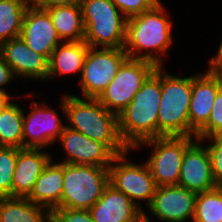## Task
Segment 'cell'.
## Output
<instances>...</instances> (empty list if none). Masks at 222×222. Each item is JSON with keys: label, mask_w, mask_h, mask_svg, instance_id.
<instances>
[{"label": "cell", "mask_w": 222, "mask_h": 222, "mask_svg": "<svg viewBox=\"0 0 222 222\" xmlns=\"http://www.w3.org/2000/svg\"><path fill=\"white\" fill-rule=\"evenodd\" d=\"M168 16L160 1L152 9L127 19L124 50L128 58L163 66L162 58L173 44V22Z\"/></svg>", "instance_id": "6da1fadb"}, {"label": "cell", "mask_w": 222, "mask_h": 222, "mask_svg": "<svg viewBox=\"0 0 222 222\" xmlns=\"http://www.w3.org/2000/svg\"><path fill=\"white\" fill-rule=\"evenodd\" d=\"M60 103V110L68 120L67 127L106 144L116 155L130 150L119 134L118 115L107 110L97 99L65 94Z\"/></svg>", "instance_id": "7a4b0ae2"}, {"label": "cell", "mask_w": 222, "mask_h": 222, "mask_svg": "<svg viewBox=\"0 0 222 222\" xmlns=\"http://www.w3.org/2000/svg\"><path fill=\"white\" fill-rule=\"evenodd\" d=\"M161 99V67L143 82L129 105L118 114L122 141L134 150L141 142L158 137V110Z\"/></svg>", "instance_id": "3957f363"}, {"label": "cell", "mask_w": 222, "mask_h": 222, "mask_svg": "<svg viewBox=\"0 0 222 222\" xmlns=\"http://www.w3.org/2000/svg\"><path fill=\"white\" fill-rule=\"evenodd\" d=\"M161 67V99L158 137L190 136L189 108L192 76L179 77Z\"/></svg>", "instance_id": "277c9868"}, {"label": "cell", "mask_w": 222, "mask_h": 222, "mask_svg": "<svg viewBox=\"0 0 222 222\" xmlns=\"http://www.w3.org/2000/svg\"><path fill=\"white\" fill-rule=\"evenodd\" d=\"M89 47L124 48L127 18L110 0H81Z\"/></svg>", "instance_id": "5b68a950"}, {"label": "cell", "mask_w": 222, "mask_h": 222, "mask_svg": "<svg viewBox=\"0 0 222 222\" xmlns=\"http://www.w3.org/2000/svg\"><path fill=\"white\" fill-rule=\"evenodd\" d=\"M63 191L57 207L89 210L109 185L108 168L63 163Z\"/></svg>", "instance_id": "8992f818"}, {"label": "cell", "mask_w": 222, "mask_h": 222, "mask_svg": "<svg viewBox=\"0 0 222 222\" xmlns=\"http://www.w3.org/2000/svg\"><path fill=\"white\" fill-rule=\"evenodd\" d=\"M196 139L193 136H161L139 143L153 149L146 162L157 186L177 185L186 148Z\"/></svg>", "instance_id": "52a82bcc"}, {"label": "cell", "mask_w": 222, "mask_h": 222, "mask_svg": "<svg viewBox=\"0 0 222 222\" xmlns=\"http://www.w3.org/2000/svg\"><path fill=\"white\" fill-rule=\"evenodd\" d=\"M130 151L131 149L113 159L108 168L109 184L123 192L144 212L140 204L145 201V206L151 204L157 185L146 162L142 165L129 162L127 156Z\"/></svg>", "instance_id": "ba28073f"}, {"label": "cell", "mask_w": 222, "mask_h": 222, "mask_svg": "<svg viewBox=\"0 0 222 222\" xmlns=\"http://www.w3.org/2000/svg\"><path fill=\"white\" fill-rule=\"evenodd\" d=\"M156 68L152 62L127 58L97 100L107 110L118 115L129 105L143 82Z\"/></svg>", "instance_id": "9c48e42d"}, {"label": "cell", "mask_w": 222, "mask_h": 222, "mask_svg": "<svg viewBox=\"0 0 222 222\" xmlns=\"http://www.w3.org/2000/svg\"><path fill=\"white\" fill-rule=\"evenodd\" d=\"M127 58L124 48L89 47L79 79L81 97L97 99Z\"/></svg>", "instance_id": "30bf717a"}, {"label": "cell", "mask_w": 222, "mask_h": 222, "mask_svg": "<svg viewBox=\"0 0 222 222\" xmlns=\"http://www.w3.org/2000/svg\"><path fill=\"white\" fill-rule=\"evenodd\" d=\"M31 111L26 115L23 110V148L47 149L60 138L65 123L45 101L31 102Z\"/></svg>", "instance_id": "8fae6325"}, {"label": "cell", "mask_w": 222, "mask_h": 222, "mask_svg": "<svg viewBox=\"0 0 222 222\" xmlns=\"http://www.w3.org/2000/svg\"><path fill=\"white\" fill-rule=\"evenodd\" d=\"M57 142L67 155L61 162L76 165H96L109 168L117 156L106 144L90 139L65 126Z\"/></svg>", "instance_id": "7c38bea8"}, {"label": "cell", "mask_w": 222, "mask_h": 222, "mask_svg": "<svg viewBox=\"0 0 222 222\" xmlns=\"http://www.w3.org/2000/svg\"><path fill=\"white\" fill-rule=\"evenodd\" d=\"M197 193L178 185L157 186L150 214L161 222H186L193 220Z\"/></svg>", "instance_id": "4fadbf2b"}, {"label": "cell", "mask_w": 222, "mask_h": 222, "mask_svg": "<svg viewBox=\"0 0 222 222\" xmlns=\"http://www.w3.org/2000/svg\"><path fill=\"white\" fill-rule=\"evenodd\" d=\"M196 138L185 150L178 186L195 193H202L217 187L214 182L211 161L206 146Z\"/></svg>", "instance_id": "5bb4252c"}, {"label": "cell", "mask_w": 222, "mask_h": 222, "mask_svg": "<svg viewBox=\"0 0 222 222\" xmlns=\"http://www.w3.org/2000/svg\"><path fill=\"white\" fill-rule=\"evenodd\" d=\"M222 86V73L206 70L192 75V94L189 108L190 136L208 122L216 94Z\"/></svg>", "instance_id": "9a60e30c"}, {"label": "cell", "mask_w": 222, "mask_h": 222, "mask_svg": "<svg viewBox=\"0 0 222 222\" xmlns=\"http://www.w3.org/2000/svg\"><path fill=\"white\" fill-rule=\"evenodd\" d=\"M20 37L31 50L48 60L53 50L62 42L49 13L32 3L25 12Z\"/></svg>", "instance_id": "2e32d148"}, {"label": "cell", "mask_w": 222, "mask_h": 222, "mask_svg": "<svg viewBox=\"0 0 222 222\" xmlns=\"http://www.w3.org/2000/svg\"><path fill=\"white\" fill-rule=\"evenodd\" d=\"M0 54L17 79L47 80L48 59L31 50L21 37L2 42Z\"/></svg>", "instance_id": "e0dca14e"}, {"label": "cell", "mask_w": 222, "mask_h": 222, "mask_svg": "<svg viewBox=\"0 0 222 222\" xmlns=\"http://www.w3.org/2000/svg\"><path fill=\"white\" fill-rule=\"evenodd\" d=\"M89 211L93 222H138L143 218V211L110 184Z\"/></svg>", "instance_id": "ac0fdd59"}, {"label": "cell", "mask_w": 222, "mask_h": 222, "mask_svg": "<svg viewBox=\"0 0 222 222\" xmlns=\"http://www.w3.org/2000/svg\"><path fill=\"white\" fill-rule=\"evenodd\" d=\"M45 149L21 148L12 181V197L27 198L44 167L52 159Z\"/></svg>", "instance_id": "d6986e66"}, {"label": "cell", "mask_w": 222, "mask_h": 222, "mask_svg": "<svg viewBox=\"0 0 222 222\" xmlns=\"http://www.w3.org/2000/svg\"><path fill=\"white\" fill-rule=\"evenodd\" d=\"M54 157L44 167L35 182L28 200L48 208L50 211L61 203L63 191V163H55Z\"/></svg>", "instance_id": "ffe728a7"}, {"label": "cell", "mask_w": 222, "mask_h": 222, "mask_svg": "<svg viewBox=\"0 0 222 222\" xmlns=\"http://www.w3.org/2000/svg\"><path fill=\"white\" fill-rule=\"evenodd\" d=\"M89 45L83 41L61 42L51 53L48 60L47 80L66 74H80Z\"/></svg>", "instance_id": "44dd1931"}, {"label": "cell", "mask_w": 222, "mask_h": 222, "mask_svg": "<svg viewBox=\"0 0 222 222\" xmlns=\"http://www.w3.org/2000/svg\"><path fill=\"white\" fill-rule=\"evenodd\" d=\"M62 42L83 41L85 27L81 4L54 6L45 9Z\"/></svg>", "instance_id": "7402d4cb"}, {"label": "cell", "mask_w": 222, "mask_h": 222, "mask_svg": "<svg viewBox=\"0 0 222 222\" xmlns=\"http://www.w3.org/2000/svg\"><path fill=\"white\" fill-rule=\"evenodd\" d=\"M0 222H51V211L27 198H0Z\"/></svg>", "instance_id": "603a6c76"}, {"label": "cell", "mask_w": 222, "mask_h": 222, "mask_svg": "<svg viewBox=\"0 0 222 222\" xmlns=\"http://www.w3.org/2000/svg\"><path fill=\"white\" fill-rule=\"evenodd\" d=\"M23 108L9 101L0 111V147L23 148Z\"/></svg>", "instance_id": "cb8c5ba5"}, {"label": "cell", "mask_w": 222, "mask_h": 222, "mask_svg": "<svg viewBox=\"0 0 222 222\" xmlns=\"http://www.w3.org/2000/svg\"><path fill=\"white\" fill-rule=\"evenodd\" d=\"M31 0H0V44L20 37L25 12Z\"/></svg>", "instance_id": "d4e9b609"}, {"label": "cell", "mask_w": 222, "mask_h": 222, "mask_svg": "<svg viewBox=\"0 0 222 222\" xmlns=\"http://www.w3.org/2000/svg\"><path fill=\"white\" fill-rule=\"evenodd\" d=\"M192 222H222V186L197 194Z\"/></svg>", "instance_id": "484cf974"}, {"label": "cell", "mask_w": 222, "mask_h": 222, "mask_svg": "<svg viewBox=\"0 0 222 222\" xmlns=\"http://www.w3.org/2000/svg\"><path fill=\"white\" fill-rule=\"evenodd\" d=\"M19 148L0 147V198L12 197V181Z\"/></svg>", "instance_id": "4316f807"}, {"label": "cell", "mask_w": 222, "mask_h": 222, "mask_svg": "<svg viewBox=\"0 0 222 222\" xmlns=\"http://www.w3.org/2000/svg\"><path fill=\"white\" fill-rule=\"evenodd\" d=\"M213 135H222V86L216 94L208 122L196 133V138L203 139Z\"/></svg>", "instance_id": "83f0119b"}, {"label": "cell", "mask_w": 222, "mask_h": 222, "mask_svg": "<svg viewBox=\"0 0 222 222\" xmlns=\"http://www.w3.org/2000/svg\"><path fill=\"white\" fill-rule=\"evenodd\" d=\"M201 140L209 142L206 148L210 156L212 176L216 185L222 186V135H213Z\"/></svg>", "instance_id": "f1b7e54d"}, {"label": "cell", "mask_w": 222, "mask_h": 222, "mask_svg": "<svg viewBox=\"0 0 222 222\" xmlns=\"http://www.w3.org/2000/svg\"><path fill=\"white\" fill-rule=\"evenodd\" d=\"M128 19L152 9L160 0H110Z\"/></svg>", "instance_id": "f546056e"}, {"label": "cell", "mask_w": 222, "mask_h": 222, "mask_svg": "<svg viewBox=\"0 0 222 222\" xmlns=\"http://www.w3.org/2000/svg\"><path fill=\"white\" fill-rule=\"evenodd\" d=\"M51 222H93L89 210L56 207L51 210Z\"/></svg>", "instance_id": "4dcf8cb0"}, {"label": "cell", "mask_w": 222, "mask_h": 222, "mask_svg": "<svg viewBox=\"0 0 222 222\" xmlns=\"http://www.w3.org/2000/svg\"><path fill=\"white\" fill-rule=\"evenodd\" d=\"M17 79L10 68V66L6 63L2 55L0 54V93L6 96H10L13 98V95H9L7 91H5L6 85L9 82L12 83V80ZM5 87V88H4Z\"/></svg>", "instance_id": "1f68e13d"}, {"label": "cell", "mask_w": 222, "mask_h": 222, "mask_svg": "<svg viewBox=\"0 0 222 222\" xmlns=\"http://www.w3.org/2000/svg\"><path fill=\"white\" fill-rule=\"evenodd\" d=\"M31 3L35 7L46 9L54 6L80 4L81 0H31Z\"/></svg>", "instance_id": "d6a6232c"}, {"label": "cell", "mask_w": 222, "mask_h": 222, "mask_svg": "<svg viewBox=\"0 0 222 222\" xmlns=\"http://www.w3.org/2000/svg\"><path fill=\"white\" fill-rule=\"evenodd\" d=\"M220 41V46L216 52V56L210 57L211 59L208 61V70L217 73H222V40Z\"/></svg>", "instance_id": "836d02e7"}, {"label": "cell", "mask_w": 222, "mask_h": 222, "mask_svg": "<svg viewBox=\"0 0 222 222\" xmlns=\"http://www.w3.org/2000/svg\"><path fill=\"white\" fill-rule=\"evenodd\" d=\"M12 100L10 96H6L0 93V111L3 109V107Z\"/></svg>", "instance_id": "e575fe53"}, {"label": "cell", "mask_w": 222, "mask_h": 222, "mask_svg": "<svg viewBox=\"0 0 222 222\" xmlns=\"http://www.w3.org/2000/svg\"><path fill=\"white\" fill-rule=\"evenodd\" d=\"M138 222H152L151 219L148 217L147 212H143V218L139 220Z\"/></svg>", "instance_id": "d590c367"}]
</instances>
